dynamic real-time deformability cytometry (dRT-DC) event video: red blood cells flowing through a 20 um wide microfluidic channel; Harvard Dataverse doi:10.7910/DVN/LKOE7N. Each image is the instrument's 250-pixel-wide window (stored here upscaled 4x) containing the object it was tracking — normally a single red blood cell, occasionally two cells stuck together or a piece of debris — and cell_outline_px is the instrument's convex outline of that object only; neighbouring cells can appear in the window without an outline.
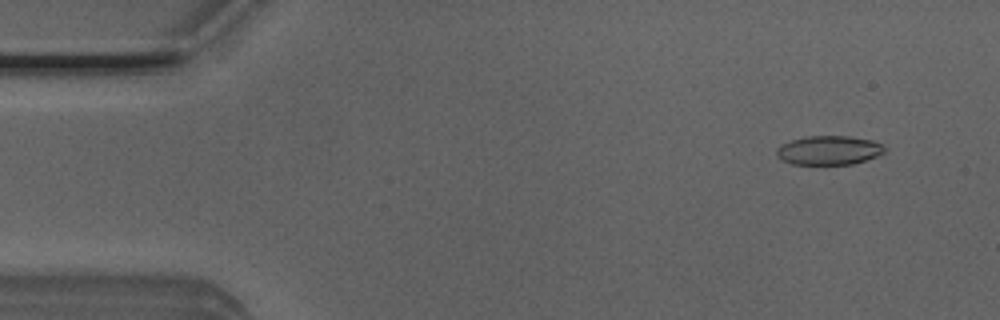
{"species": "Egyptian fruit bat (a non-hibernating species)", "species_latin": "Rousettus aegyptiacus", "temperature_condition": "room temperature", "stored_images_in_passage": 31, "camera_frame_rate_fps": 3000, "um_per_image_px": 0.085, "animal": {"sex": "male"}, "frame": {"image": 1, "passage_image": 4, "time_ms": 1.0, "image_size_px": [1000, 320], "cell_outline_px": [[884, 152], [876, 156], [852, 164], [792, 164], [784, 160], [776, 152], [776, 148], [792, 140], [804, 136], [848, 136], [872, 140], [880, 144], [884, 148]], "centroid_in_image_um": [70.45, 12.76], "position_along_channel_um": 14.5, "area_um2": 17.92}}
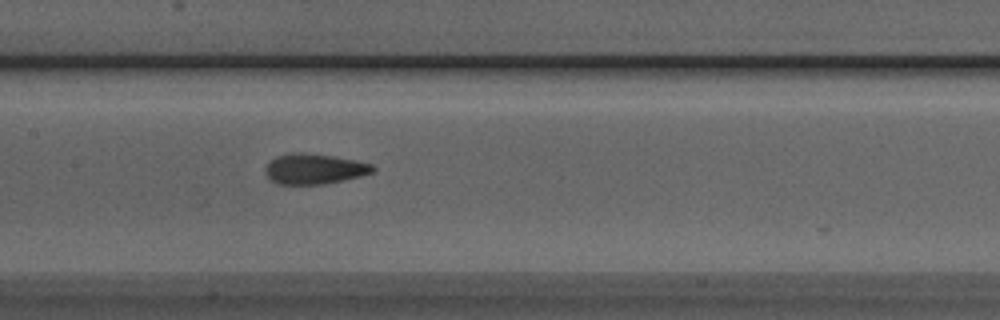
{"frame": {"image": 2, "passage_image": 24, "time_ms": 7.667, "image_size_px": [1000, 320], "cell_outline_px": [[376, 172], [344, 180], [324, 184], [276, 184], [264, 172], [264, 168], [276, 156], [292, 152], [304, 152], [332, 156], [356, 160], [372, 164], [376, 168]], "centroid_in_image_um": [26.74, 14.35], "position_along_channel_um": 180.7, "area_um2": 19.13}}
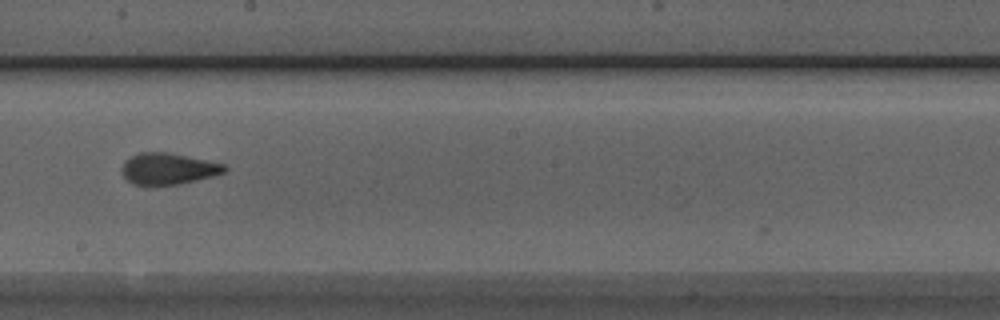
{"frame": {"image": 3, "passage_image": 28, "time_ms": 9.0, "image_size_px": [1000, 320], "cell_outline_px": [[228, 168], [224, 172], [212, 176], [180, 184], [152, 188], [132, 184], [124, 176], [120, 168], [124, 160], [140, 152], [168, 152], [188, 156], [224, 164]], "centroid_in_image_um": [14.23, 14.38], "position_along_channel_um": 234.0, "area_um2": 19.31}}